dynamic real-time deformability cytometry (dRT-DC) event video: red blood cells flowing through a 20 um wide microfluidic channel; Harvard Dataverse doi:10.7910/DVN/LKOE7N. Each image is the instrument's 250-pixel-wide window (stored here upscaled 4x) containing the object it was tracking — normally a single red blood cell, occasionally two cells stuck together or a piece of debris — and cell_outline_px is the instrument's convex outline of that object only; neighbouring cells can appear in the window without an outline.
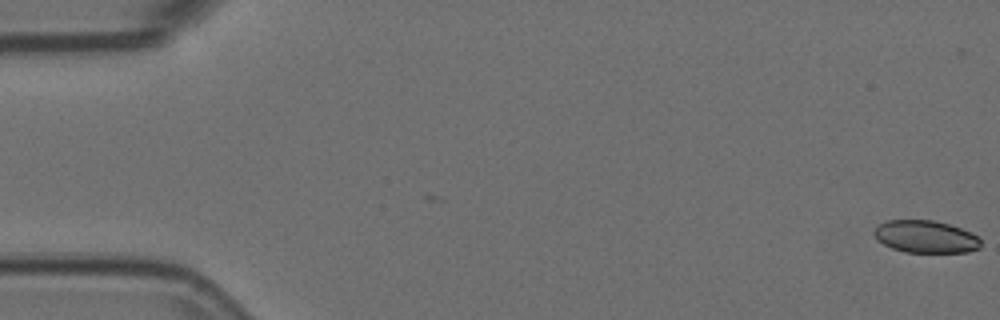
{"species": "Egyptian fruit bat (a non-hibernating species)", "species_latin": "Rousettus aegyptiacus", "temperature_condition": "room temperature", "stored_images_in_passage": 56, "camera_frame_rate_fps": 3000, "um_per_image_px": 0.085, "animal": {"sex": "female"}, "frame": {"image": 1, "passage_image": 1, "time_ms": 0.0, "image_size_px": [1000, 320], "cell_outline_px": [[980, 248], [968, 252], [904, 252], [892, 248], [884, 244], [872, 232], [880, 224], [888, 220], [932, 220], [948, 224], [960, 228], [976, 236], [980, 240]], "centroid_in_image_um": [78.68, 20.12], "position_along_channel_um": 6.3, "area_um2": 19.83}}
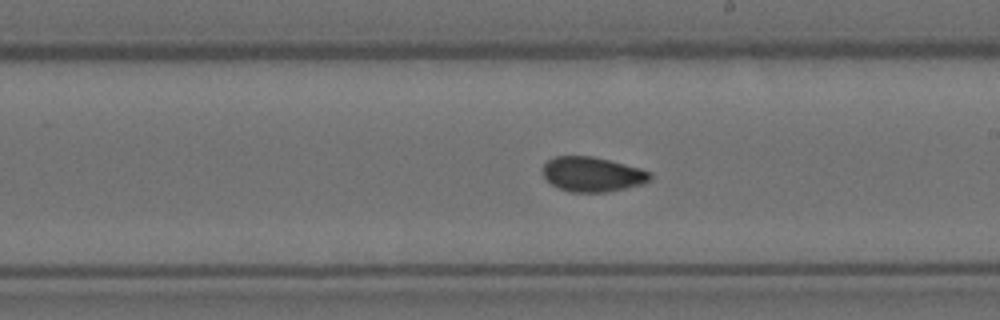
{"frame": {"image": 2, "passage_image": 32, "time_ms": 10.333, "image_size_px": [1000, 320], "cell_outline_px": [[652, 176], [644, 184], [608, 192], [568, 192], [552, 184], [544, 176], [544, 164], [548, 160], [556, 156], [592, 156], [640, 168], [652, 172]], "centroid_in_image_um": [50.38, 14.82], "position_along_channel_um": 238.6, "area_um2": 21.62}}
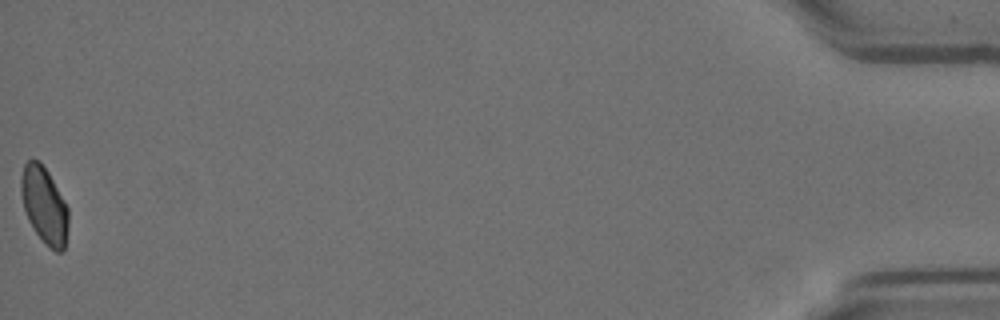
{"frame": {"image": 3, "passage_image": 56, "time_ms": 18.333, "image_size_px": [1000, 320], "cell_outline_px": [[68, 224], [64, 252], [56, 252], [36, 232], [28, 220], [24, 208], [20, 192], [20, 180], [24, 164], [28, 160], [40, 160], [48, 172], [68, 208]], "centroid_in_image_um": [3.75, 17.42], "position_along_channel_um": 431.4, "area_um2": 20.87}, "authors_computed_cell_mechanics": {"area_um2": 21.8484, "velocity_mm_per_s": 3.6869, "shape_relaxation_time_tau1_ms": null, "shape_relaxation_time_tau2_ms": 2.6278, "deformation_change_tau1": null, "deformation_change_tau2": 0.0519}}